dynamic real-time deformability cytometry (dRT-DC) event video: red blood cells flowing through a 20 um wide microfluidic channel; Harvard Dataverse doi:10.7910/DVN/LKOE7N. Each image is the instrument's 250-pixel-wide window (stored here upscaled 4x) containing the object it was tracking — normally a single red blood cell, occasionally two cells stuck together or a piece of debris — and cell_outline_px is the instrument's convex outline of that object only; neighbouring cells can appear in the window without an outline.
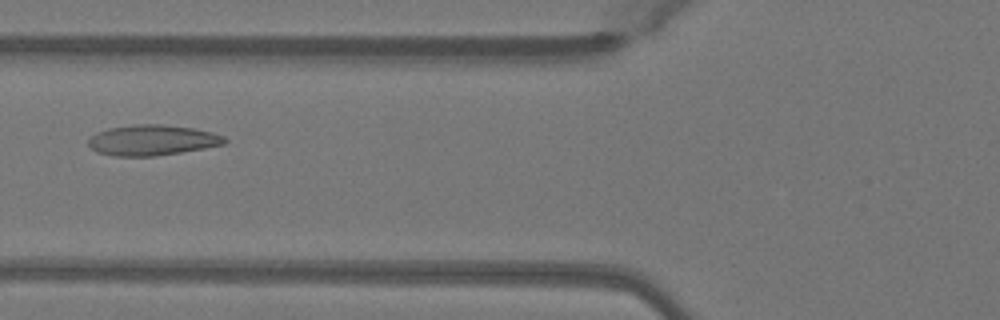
{"species": "Egyptian fruit bat (a non-hibernating species)", "species_latin": "Rousettus aegyptiacus", "temperature_condition": "warm", "stored_images_in_passage": 49, "camera_frame_rate_fps": 3000, "um_per_image_px": 0.085, "animal": {"sex": "female"}, "frame": {"image": 1, "passage_image": 19, "time_ms": 6.0, "image_size_px": [1000, 320], "cell_outline_px": [[228, 140], [224, 144], [204, 148], [156, 156], [112, 156], [96, 152], [88, 144], [88, 140], [96, 132], [108, 128], [136, 124], [164, 124], [192, 128], [212, 132], [224, 136]], "centroid_in_image_um": [12.93, 11.91], "position_along_channel_um": 112.9, "area_um2": 24.28}}
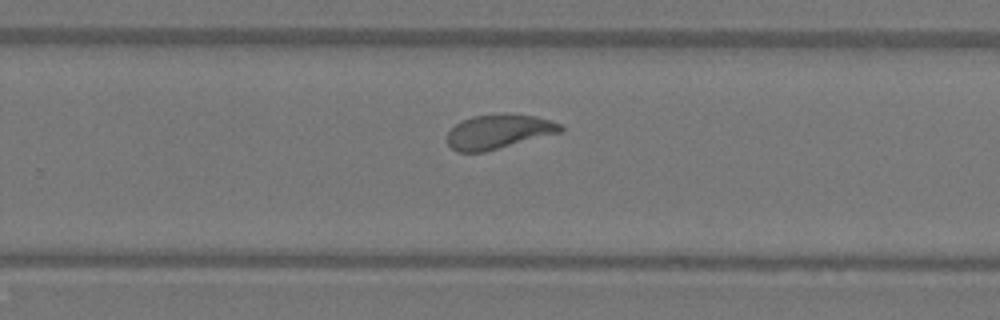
{"frame": {"image": 2, "passage_image": 32, "time_ms": 10.333, "image_size_px": [1000, 320], "cell_outline_px": [[564, 132], [484, 152], [456, 152], [448, 144], [448, 132], [460, 120], [472, 116], [504, 112], [536, 116], [560, 124], [564, 128]], "centroid_in_image_um": [42.4, 11.17], "position_along_channel_um": 287.4, "area_um2": 23.06}}
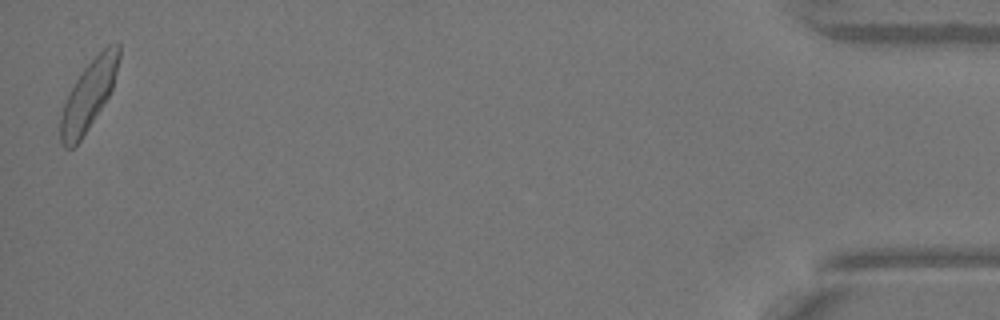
{"frame": {"image": 3, "passage_image": 49, "time_ms": 16.0, "image_size_px": [1000, 320], "cell_outline_px": [[120, 56], [112, 88], [108, 96], [88, 128], [80, 140], [72, 148], [64, 148], [60, 144], [60, 120], [64, 100], [68, 92], [84, 68], [108, 44], [120, 40]], "centroid_in_image_um": [7.52, 8.08], "position_along_channel_um": 427.7, "area_um2": 23.29}, "authors_computed_cell_mechanics": {"area_um2": 23.3512, "velocity_mm_per_s": 4.0445, "shape_relaxation_time_tau1_ms": 4.0863, "shape_relaxation_time_tau2_ms": 1.131, "deformation_change_tau1": 0.1546, "deformation_change_tau2": 0.0714}}